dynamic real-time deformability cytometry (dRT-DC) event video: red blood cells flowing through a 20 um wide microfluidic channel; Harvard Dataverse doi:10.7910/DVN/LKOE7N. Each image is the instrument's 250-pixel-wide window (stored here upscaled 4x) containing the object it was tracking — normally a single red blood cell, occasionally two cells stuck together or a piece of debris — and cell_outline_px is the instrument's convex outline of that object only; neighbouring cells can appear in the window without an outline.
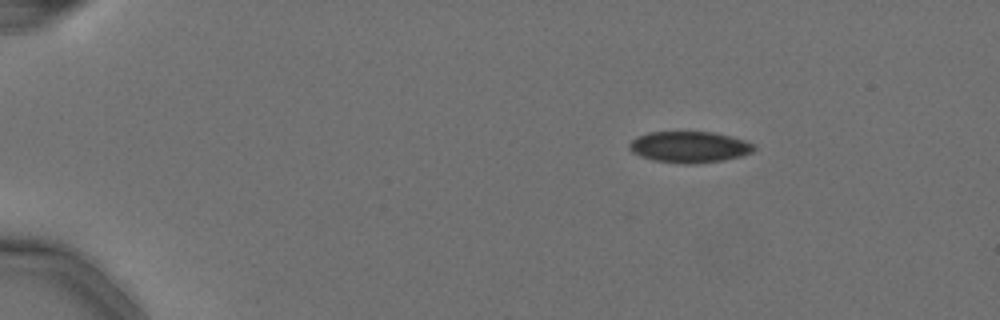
{"species": "Egyptian fruit bat (a non-hibernating species)", "species_latin": "Rousettus aegyptiacus", "temperature_condition": "cold", "stored_images_in_passage": 10, "camera_frame_rate_fps": 3000, "um_per_image_px": 0.085, "animal": {"sex": "female"}, "frame": {"image": 1, "passage_image": 1, "time_ms": 0.0, "image_size_px": [1000, 320], "cell_outline_px": [[756, 148], [752, 152], [740, 156], [724, 160], [692, 164], [684, 164], [652, 160], [640, 156], [632, 152], [628, 148], [628, 144], [636, 136], [648, 132], [712, 132], [732, 136], [756, 144]], "centroid_in_image_um": [58.59, 12.49], "position_along_channel_um": 26.4, "area_um2": 22.89}}
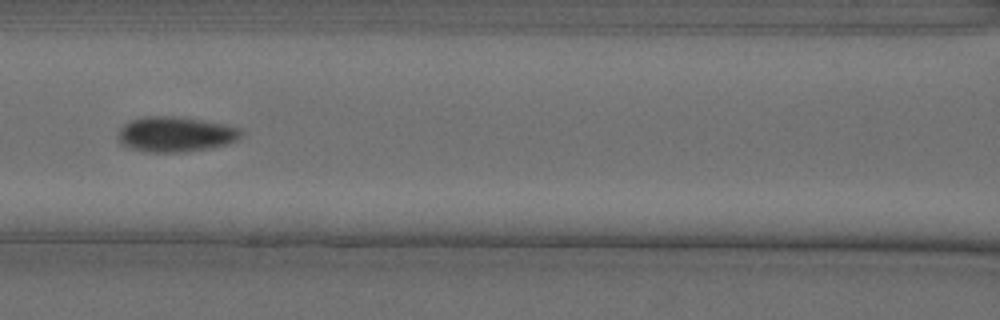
{"frame": {"image": 2, "passage_image": 6, "time_ms": 1.667, "image_size_px": [1000, 320], "cell_outline_px": [[244, 132], [236, 140], [228, 144], [212, 148], [188, 152], [144, 152], [124, 148], [120, 144], [116, 136], [120, 128], [124, 124], [132, 120], [144, 116], [180, 116], [228, 124], [244, 128]], "centroid_in_image_um": [14.93, 11.42], "position_along_channel_um": 151.7, "area_um2": 26.13}}
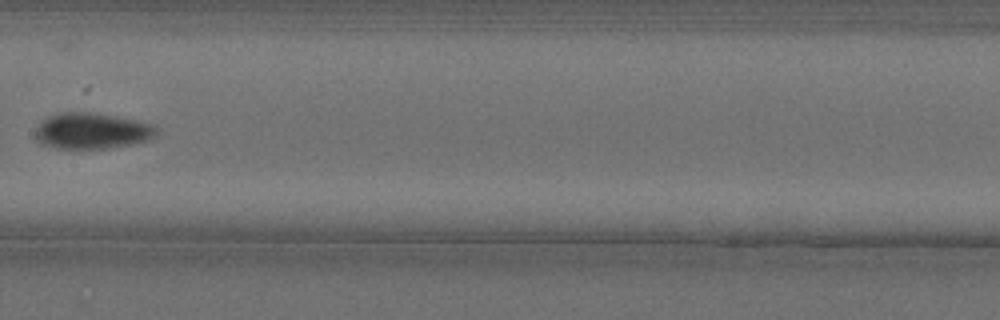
{"frame": {"image": 3, "passage_image": 7, "time_ms": 2.0, "image_size_px": [1000, 320], "cell_outline_px": [[160, 128], [156, 136], [148, 140], [132, 144], [108, 148], [56, 148], [40, 144], [36, 140], [36, 124], [48, 116], [56, 112], [96, 112], [156, 124]], "centroid_in_image_um": [7.83, 11.11], "position_along_channel_um": 199.6, "area_um2": 25.95}}